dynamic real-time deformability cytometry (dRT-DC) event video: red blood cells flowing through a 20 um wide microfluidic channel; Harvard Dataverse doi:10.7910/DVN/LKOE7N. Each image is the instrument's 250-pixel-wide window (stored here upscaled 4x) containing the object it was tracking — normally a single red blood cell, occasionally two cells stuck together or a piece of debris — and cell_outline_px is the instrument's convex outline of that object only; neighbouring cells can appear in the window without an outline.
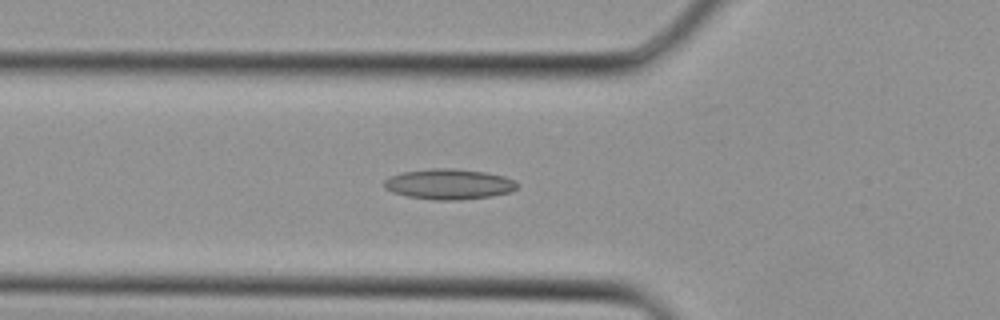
{"species": "Egyptian fruit bat (a non-hibernating species)", "species_latin": "Rousettus aegyptiacus", "temperature_condition": "cold", "stored_images_in_passage": 35, "camera_frame_rate_fps": 3000, "um_per_image_px": 0.085, "animal": {"sex": "female"}, "frame": {"image": 1, "passage_image": 12, "time_ms": 3.667, "image_size_px": [1000, 320], "cell_outline_px": [[516, 188], [512, 192], [492, 196], [460, 200], [432, 200], [408, 196], [392, 192], [384, 188], [384, 180], [400, 172], [432, 168], [452, 168], [484, 172], [504, 176], [516, 180]], "centroid_in_image_um": [38.16, 15.65], "position_along_channel_um": 87.6, "area_um2": 23.7}}
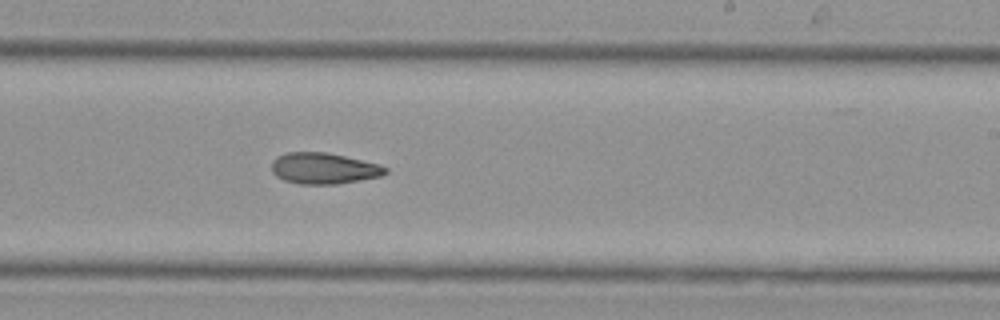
{"frame": {"image": 2, "passage_image": 21, "time_ms": 6.667, "image_size_px": [1000, 320], "cell_outline_px": [[388, 172], [380, 176], [336, 184], [300, 184], [284, 180], [276, 176], [272, 172], [272, 160], [276, 156], [284, 152], [328, 152], [380, 164], [388, 168]], "centroid_in_image_um": [27.5, 14.3], "position_along_channel_um": 261.5, "area_um2": 20.75}}
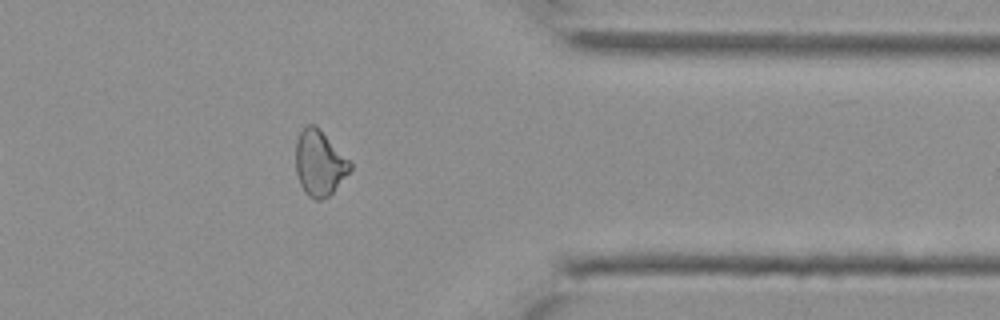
{"frame": {"image": 3, "passage_image": 28, "time_ms": 9.0, "image_size_px": [1000, 320], "cell_outline_px": [[352, 168], [332, 192], [328, 196], [320, 200], [316, 200], [308, 196], [304, 192], [300, 184], [296, 172], [296, 140], [300, 132], [308, 124], [316, 124], [352, 164]], "centroid_in_image_um": [27.13, 13.86], "position_along_channel_um": 384.3, "area_um2": 20.52}}